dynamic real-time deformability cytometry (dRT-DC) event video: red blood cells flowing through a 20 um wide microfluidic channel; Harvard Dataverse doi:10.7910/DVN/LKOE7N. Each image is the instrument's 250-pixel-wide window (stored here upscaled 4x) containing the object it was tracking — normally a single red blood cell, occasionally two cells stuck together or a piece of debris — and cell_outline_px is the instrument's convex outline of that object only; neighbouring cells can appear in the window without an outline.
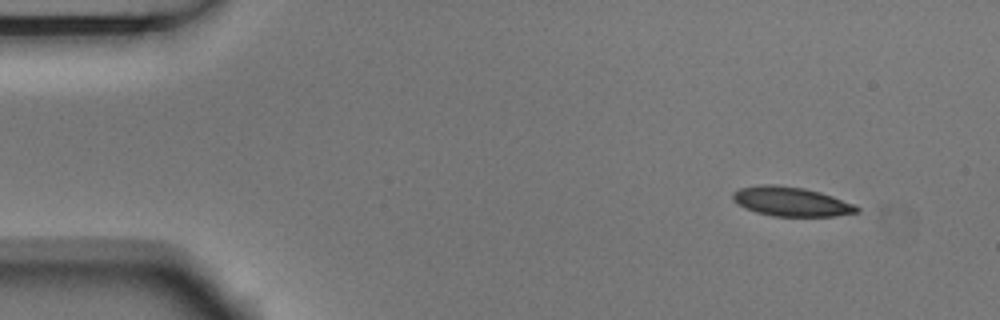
{"species": "Egyptian fruit bat (a non-hibernating species)", "species_latin": "Rousettus aegyptiacus", "temperature_condition": "room temperature", "stored_images_in_passage": 4, "segment_of_instrument_passage": [1, 2], "camera_frame_rate_fps": 3000, "um_per_image_px": 0.085, "animal": {"sex": "male"}, "frame": {"image": 1, "passage_image": 1, "time_ms": 0.0, "image_size_px": [1000, 320], "cell_outline_px": [[860, 212], [836, 216], [772, 216], [756, 212], [732, 200], [732, 192], [740, 188], [760, 184], [776, 184], [804, 188], [820, 192], [856, 204], [860, 208]], "centroid_in_image_um": [67.28, 17.13], "position_along_channel_um": 17.7, "area_um2": 21.27}}